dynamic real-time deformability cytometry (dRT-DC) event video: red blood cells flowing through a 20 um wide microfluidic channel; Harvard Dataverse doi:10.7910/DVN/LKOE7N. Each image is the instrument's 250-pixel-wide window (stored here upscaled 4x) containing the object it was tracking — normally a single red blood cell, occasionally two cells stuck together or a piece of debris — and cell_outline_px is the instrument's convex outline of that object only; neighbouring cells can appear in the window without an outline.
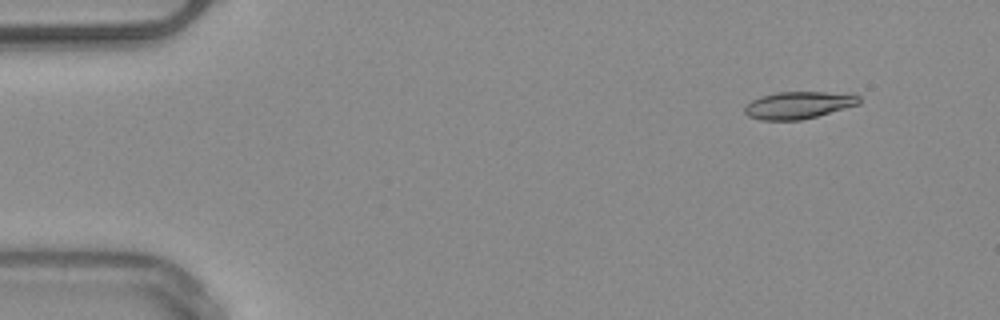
{"species": "common noctule bat (a hibernating species)", "species_latin": "Nyctalus noctula", "temperature_condition": "warm", "stored_images_in_passage": 3, "camera_frame_rate_fps": 3000, "um_per_image_px": 0.085, "animal": {"sex": "male", "body_mass_g": 20.4}, "frame": {"image": 1, "passage_image": 1, "time_ms": 0.0, "image_size_px": [1000, 320], "cell_outline_px": [[860, 104], [816, 116], [800, 120], [760, 120], [748, 116], [744, 112], [744, 104], [760, 96], [776, 92], [852, 92], [860, 96]], "centroid_in_image_um": [67.88, 8.92], "position_along_channel_um": 17.1, "area_um2": 18.44}}